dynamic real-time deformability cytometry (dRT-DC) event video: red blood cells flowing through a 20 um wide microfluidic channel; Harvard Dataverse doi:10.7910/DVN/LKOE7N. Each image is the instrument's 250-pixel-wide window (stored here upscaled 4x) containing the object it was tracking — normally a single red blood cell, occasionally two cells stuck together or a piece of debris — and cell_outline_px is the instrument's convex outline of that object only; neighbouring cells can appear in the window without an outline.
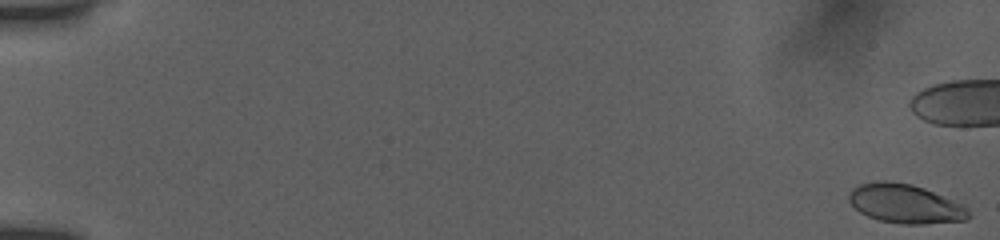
{"species": "human", "species_latin": "Homo sapiens", "temperature_condition": "room temperature", "stored_images_in_passage": 45, "camera_frame_rate_fps": 3000, "um_per_image_px": 0.085, "donor": {"sex": "female"}, "frame": {"image": 1, "passage_image": 1, "time_ms": 0.0, "image_size_px": [1000, 240], "cell_outline_px": [[972, 216], [968, 220], [924, 224], [900, 224], [880, 220], [868, 216], [860, 212], [848, 200], [848, 196], [852, 188], [860, 184], [876, 180], [884, 180], [912, 184], [924, 188], [964, 204], [968, 208]], "centroid_in_image_um": [76.98, 17.32], "position_along_channel_um": 8.0, "area_um2": 27.51}}
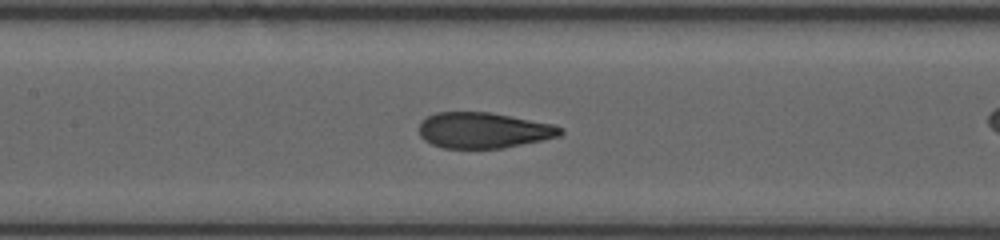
{"frame": {"image": 2, "passage_image": 28, "time_ms": 9.0, "image_size_px": [1000, 240], "cell_outline_px": [[564, 132], [560, 136], [504, 148], [440, 148], [424, 140], [420, 136], [420, 120], [436, 112], [488, 112], [556, 124], [564, 128]], "centroid_in_image_um": [41.12, 11.07], "position_along_channel_um": 166.3, "area_um2": 29.65}}
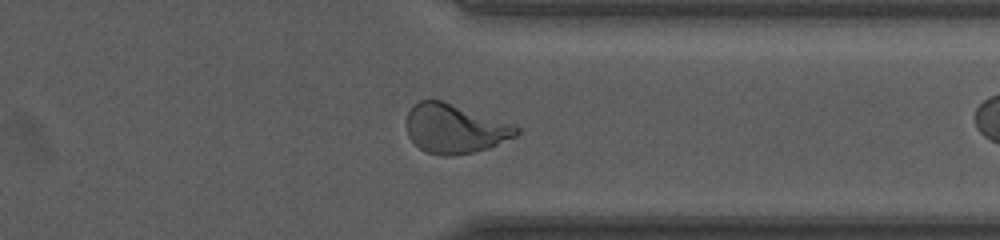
{"frame": {"image": 3, "passage_image": 44, "time_ms": 14.333, "image_size_px": [1000, 240], "cell_outline_px": [[520, 132], [516, 136], [488, 148], [472, 152], [452, 156], [444, 156], [428, 152], [420, 148], [408, 136], [408, 112], [420, 100], [444, 100], [512, 124], [520, 128]], "centroid_in_image_um": [38.68, 10.93], "position_along_channel_um": 372.7, "area_um2": 31.15}}